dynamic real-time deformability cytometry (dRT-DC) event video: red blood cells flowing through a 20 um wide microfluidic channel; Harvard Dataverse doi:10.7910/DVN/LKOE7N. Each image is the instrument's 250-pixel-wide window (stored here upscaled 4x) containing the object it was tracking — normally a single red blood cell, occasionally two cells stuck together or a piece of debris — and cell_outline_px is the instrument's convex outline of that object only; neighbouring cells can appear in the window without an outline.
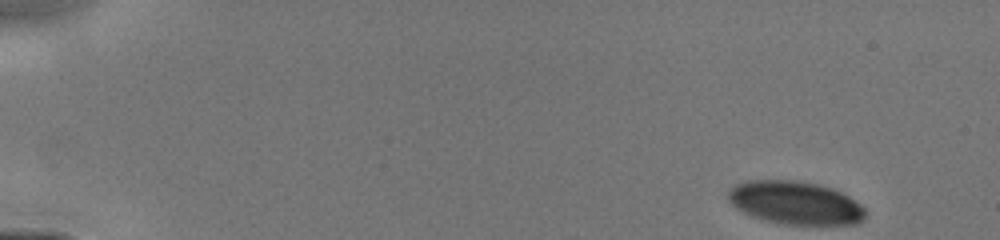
{"species": "human", "species_latin": "Homo sapiens", "temperature_condition": "cold", "stored_images_in_passage": 50, "camera_frame_rate_fps": 3000, "um_per_image_px": 0.085, "donor": {"sex": "male"}, "frame": {"image": 1, "passage_image": 1, "time_ms": 0.0, "image_size_px": [1000, 240], "cell_outline_px": [[868, 212], [864, 220], [856, 224], [784, 224], [752, 216], [736, 208], [728, 200], [728, 192], [736, 184], [744, 180], [800, 180], [832, 188], [856, 200]], "centroid_in_image_um": [67.63, 17.23], "position_along_channel_um": 17.4, "area_um2": 34.51}}
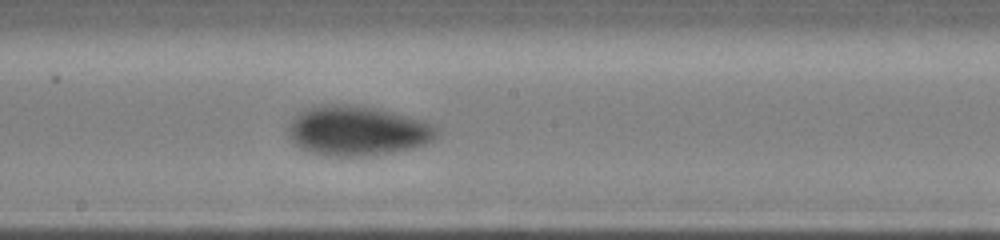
{"frame": {"image": 2, "passage_image": 26, "time_ms": 7.667, "image_size_px": [1000, 240], "cell_outline_px": [[440, 132], [432, 140], [424, 144], [412, 148], [392, 152], [368, 156], [324, 156], [308, 152], [300, 148], [292, 140], [288, 132], [288, 124], [300, 112], [308, 108], [320, 104], [352, 104], [376, 108], [424, 120], [440, 128]], "centroid_in_image_um": [30.38, 11.12], "position_along_channel_um": 217.8, "area_um2": 43.35}}
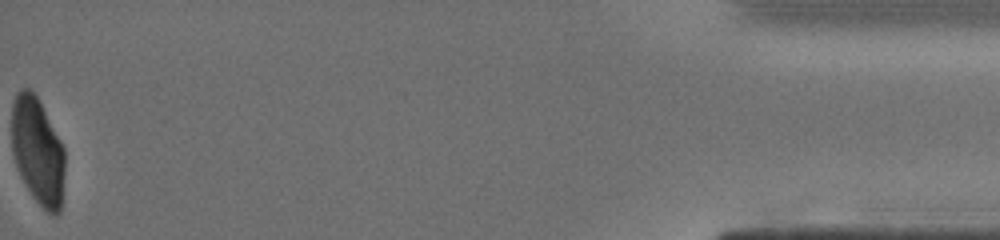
{"frame": {"image": 3, "passage_image": 50, "time_ms": 14.333, "image_size_px": [1000, 240], "cell_outline_px": [[64, 172], [60, 212], [56, 216], [52, 216], [32, 196], [20, 176], [16, 168], [12, 152], [12, 100], [16, 92], [20, 88], [28, 88], [40, 100], [64, 148]], "centroid_in_image_um": [3.18, 12.82], "position_along_channel_um": 432.0, "area_um2": 33.35}}